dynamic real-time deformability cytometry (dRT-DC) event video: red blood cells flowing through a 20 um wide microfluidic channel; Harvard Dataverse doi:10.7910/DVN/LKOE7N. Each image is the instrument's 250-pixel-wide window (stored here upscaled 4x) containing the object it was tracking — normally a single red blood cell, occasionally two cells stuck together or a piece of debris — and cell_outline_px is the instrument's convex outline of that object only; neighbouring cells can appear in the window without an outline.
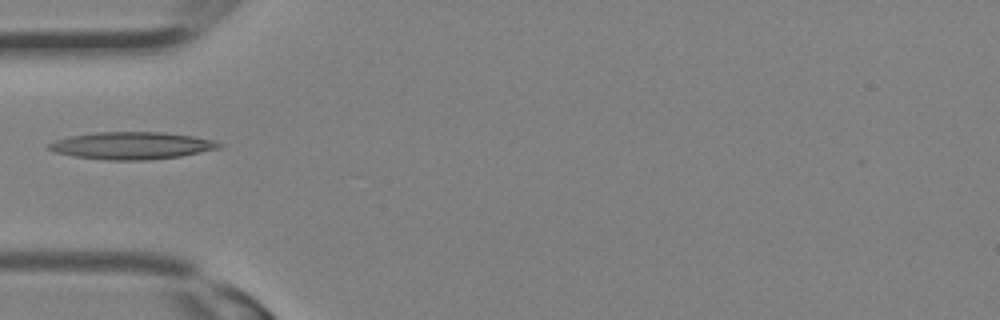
{"species": "Egyptian fruit bat (a non-hibernating species)", "species_latin": "Rousettus aegyptiacus", "temperature_condition": "room temperature", "stored_images_in_passage": 6, "camera_frame_rate_fps": 3000, "um_per_image_px": 0.085, "animal": {"sex": "female"}, "frame": {"image": 1, "passage_image": 3, "time_ms": 0.667, "image_size_px": [1000, 320], "cell_outline_px": [[224, 144], [220, 148], [180, 156], [144, 160], [108, 160], [76, 156], [56, 152], [48, 148], [48, 144], [56, 140], [72, 136], [96, 132], [164, 132], [192, 136], [216, 140]], "centroid_in_image_um": [11.26, 12.37], "position_along_channel_um": 73.7, "area_um2": 26.82}}
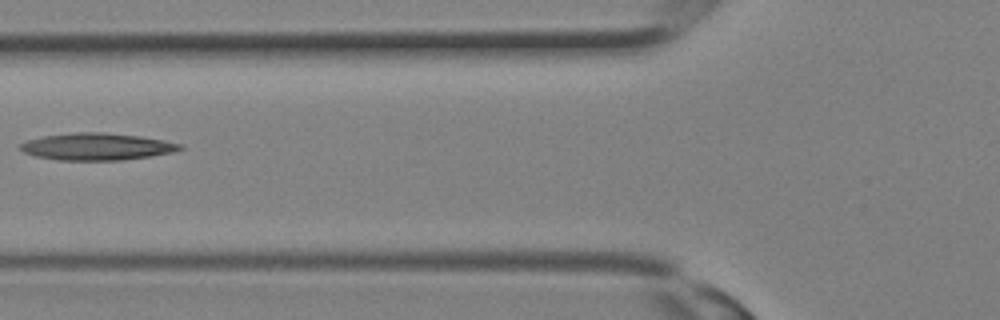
{"frame": {"image": 2, "passage_image": 5, "time_ms": 1.333, "image_size_px": [1000, 320], "cell_outline_px": [[184, 148], [172, 152], [152, 156], [124, 160], [56, 160], [36, 156], [24, 152], [20, 148], [20, 144], [28, 140], [44, 136], [76, 132], [104, 132], [140, 136], [164, 140], [184, 144]], "centroid_in_image_um": [8.28, 12.46], "position_along_channel_um": 117.5, "area_um2": 25.2}}